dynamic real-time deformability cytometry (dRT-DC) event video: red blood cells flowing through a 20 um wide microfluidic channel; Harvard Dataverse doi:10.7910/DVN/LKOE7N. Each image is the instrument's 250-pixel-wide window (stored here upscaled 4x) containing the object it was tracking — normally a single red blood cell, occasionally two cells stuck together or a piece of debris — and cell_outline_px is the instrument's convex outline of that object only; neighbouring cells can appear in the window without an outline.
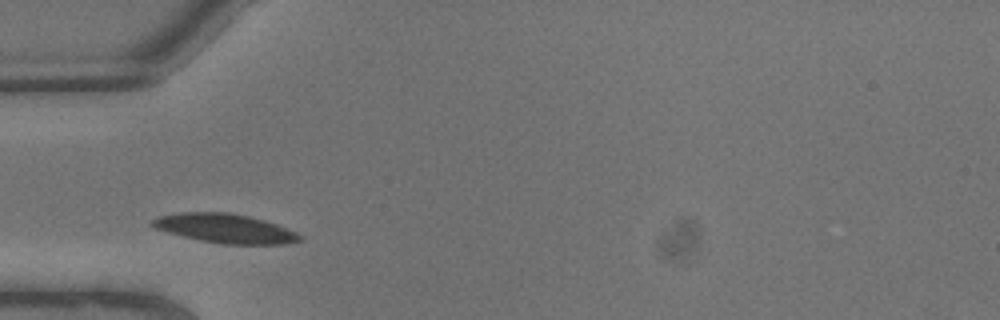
{"species": "common noctule bat (a hibernating species)", "species_latin": "Nyctalus noctula", "temperature_condition": "warm", "stored_images_in_passage": 2, "camera_frame_rate_fps": 3000, "um_per_image_px": 0.085, "animal": {"sex": "male", "body_mass_g": 13.3}, "frame": {"image": 1, "passage_image": 1, "time_ms": 0.0, "image_size_px": [1000, 320], "cell_outline_px": [[304, 240], [288, 244], [220, 244], [200, 240], [152, 228], [148, 224], [152, 220], [160, 216], [184, 212], [228, 212], [248, 216], [264, 220], [276, 224], [296, 232], [304, 236]], "centroid_in_image_um": [19.16, 19.42], "position_along_channel_um": 65.8, "area_um2": 25.14}}
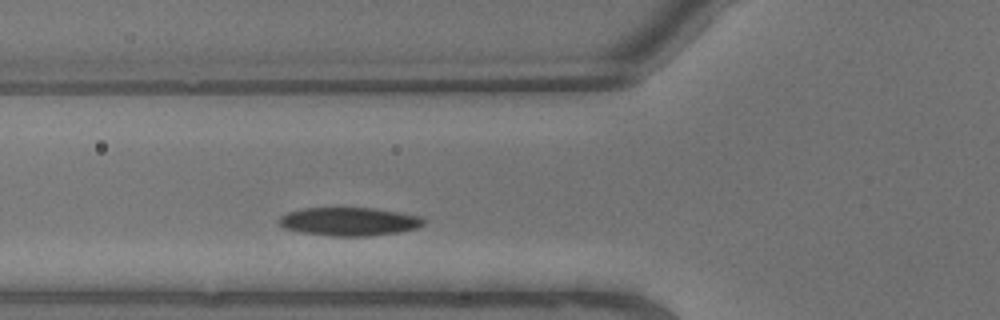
{"frame": {"image": 2, "passage_image": 2, "time_ms": 0.333, "image_size_px": [1000, 320], "cell_outline_px": [[424, 224], [416, 228], [396, 232], [368, 236], [332, 236], [300, 232], [284, 228], [276, 224], [276, 220], [280, 216], [288, 212], [304, 208], [376, 208], [420, 216], [424, 220]], "centroid_in_image_um": [29.61, 18.83], "position_along_channel_um": 96.2, "area_um2": 23.93}}